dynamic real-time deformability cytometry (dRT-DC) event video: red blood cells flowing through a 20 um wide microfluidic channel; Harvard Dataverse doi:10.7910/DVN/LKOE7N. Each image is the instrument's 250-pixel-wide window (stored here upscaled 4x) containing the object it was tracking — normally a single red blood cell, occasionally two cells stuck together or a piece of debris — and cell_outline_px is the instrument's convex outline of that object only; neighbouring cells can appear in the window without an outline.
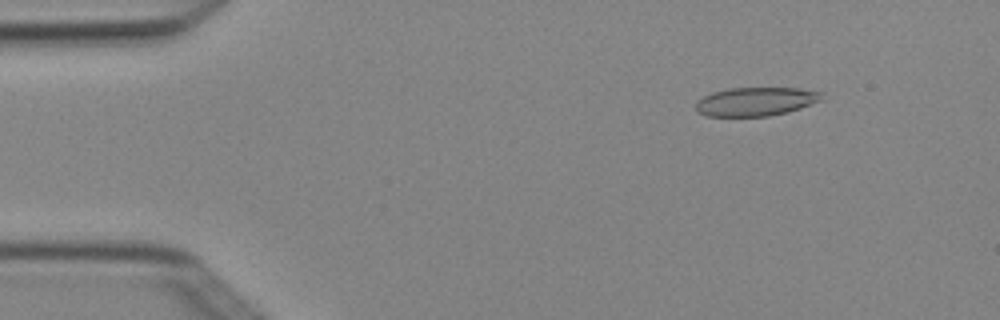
{"species": "Egyptian fruit bat (a non-hibernating species)", "species_latin": "Rousettus aegyptiacus", "temperature_condition": "cold", "stored_images_in_passage": 3, "camera_frame_rate_fps": 3000, "um_per_image_px": 0.085, "animal": {"sex": "female"}, "frame": {"image": 1, "passage_image": 1, "time_ms": 0.0, "image_size_px": [1000, 320], "cell_outline_px": [[824, 100], [788, 112], [768, 116], [704, 116], [696, 108], [696, 100], [712, 92], [728, 88], [800, 88], [824, 92]], "centroid_in_image_um": [64.29, 8.62], "position_along_channel_um": 20.7, "area_um2": 21.27}}